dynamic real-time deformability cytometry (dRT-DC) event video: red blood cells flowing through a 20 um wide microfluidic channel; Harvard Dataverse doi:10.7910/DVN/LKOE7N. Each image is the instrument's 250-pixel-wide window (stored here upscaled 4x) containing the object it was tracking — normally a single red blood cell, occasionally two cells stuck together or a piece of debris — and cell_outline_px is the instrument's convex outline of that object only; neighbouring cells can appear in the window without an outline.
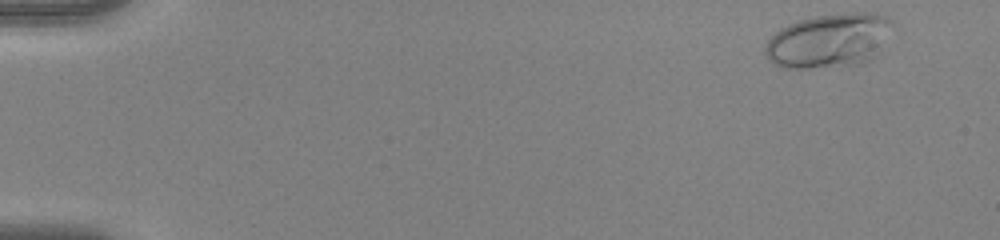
{"species": "human", "species_latin": "Homo sapiens", "temperature_condition": "warm", "stored_images_in_passage": 51, "camera_frame_rate_fps": 3000, "um_per_image_px": 0.085, "donor": {"sex": "female"}, "frame": {"image": 1, "passage_image": 2, "time_ms": 0.333, "image_size_px": [1000, 240], "cell_outline_px": [[892, 24], [868, 60], [860, 64], [808, 68], [784, 68], [768, 60], [764, 52], [764, 48], [768, 40], [780, 28], [788, 24], [800, 20], [816, 16], [852, 12], [876, 12], [888, 16], [892, 20]], "centroid_in_image_um": [70.37, 3.43], "position_along_channel_um": 14.6, "area_um2": 39.3}}
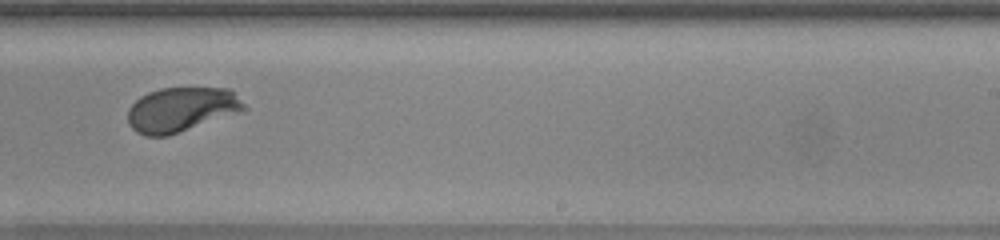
{"frame": {"image": 2, "passage_image": 33, "time_ms": 10.667, "image_size_px": [1000, 240], "cell_outline_px": [[248, 108], [168, 136], [144, 136], [136, 132], [128, 124], [128, 108], [140, 96], [148, 92], [160, 88], [232, 88]], "centroid_in_image_um": [15.38, 9.3], "position_along_channel_um": 273.6, "area_um2": 30.06}}
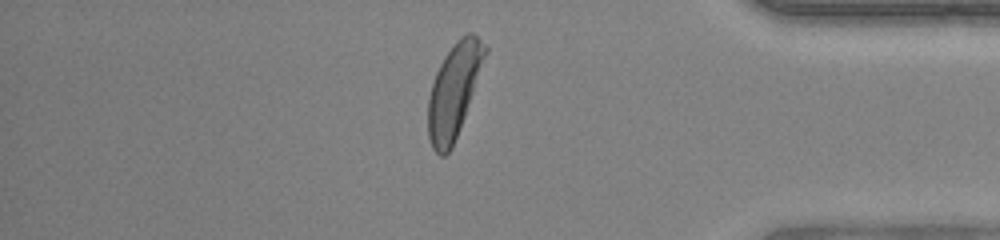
{"frame": {"image": 3, "passage_image": 44, "time_ms": 14.333, "image_size_px": [1000, 240], "cell_outline_px": [[488, 52], [452, 148], [444, 156], [440, 156], [432, 148], [428, 136], [428, 96], [436, 72], [444, 56], [456, 40], [460, 36], [468, 32], [472, 32], [488, 48]], "centroid_in_image_um": [38.58, 7.69], "position_along_channel_um": 396.6, "area_um2": 30.87}, "authors_computed_cell_mechanics": {"area_um2": 30.8652, "velocity_mm_per_s": 3.9472, "shape_relaxation_time_tau1_ms": 2.4675, "shape_relaxation_time_tau2_ms": null, "deformation_change_tau1": 0.1496, "deformation_change_tau2": null}}